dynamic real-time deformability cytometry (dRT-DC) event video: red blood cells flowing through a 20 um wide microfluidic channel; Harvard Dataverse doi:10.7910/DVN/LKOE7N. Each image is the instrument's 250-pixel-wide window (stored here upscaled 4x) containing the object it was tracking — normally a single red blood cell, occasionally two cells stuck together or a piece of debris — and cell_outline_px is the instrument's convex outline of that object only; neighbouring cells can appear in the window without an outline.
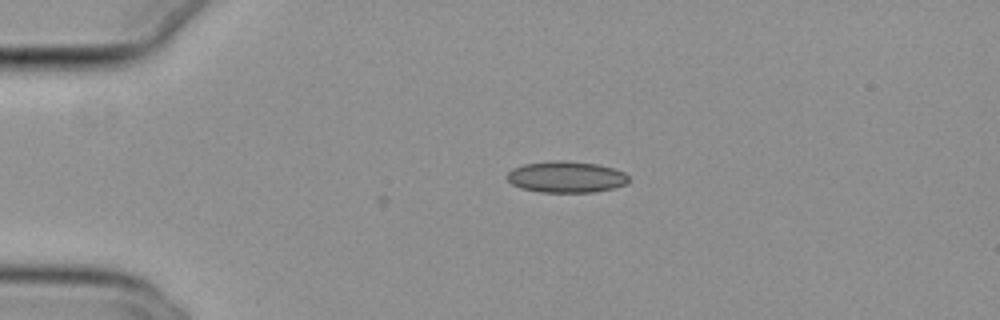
{"species": "common noctule bat (a hibernating species)", "species_latin": "Nyctalus noctula", "temperature_condition": "cold", "stored_images_in_passage": 3, "camera_frame_rate_fps": 3000, "um_per_image_px": 0.085, "animal": {"sex": "female", "body_mass_g": 29.2, "forearm_length_mm": 56.3}, "frame": {"image": 1, "passage_image": 1, "time_ms": 0.0, "image_size_px": [1000, 320], "cell_outline_px": [[628, 184], [612, 188], [592, 192], [540, 192], [520, 188], [512, 184], [504, 176], [512, 168], [524, 164], [548, 160], [564, 160], [600, 164], [624, 172], [628, 176]], "centroid_in_image_um": [48.09, 15.03], "position_along_channel_um": 36.9, "area_um2": 22.48}}